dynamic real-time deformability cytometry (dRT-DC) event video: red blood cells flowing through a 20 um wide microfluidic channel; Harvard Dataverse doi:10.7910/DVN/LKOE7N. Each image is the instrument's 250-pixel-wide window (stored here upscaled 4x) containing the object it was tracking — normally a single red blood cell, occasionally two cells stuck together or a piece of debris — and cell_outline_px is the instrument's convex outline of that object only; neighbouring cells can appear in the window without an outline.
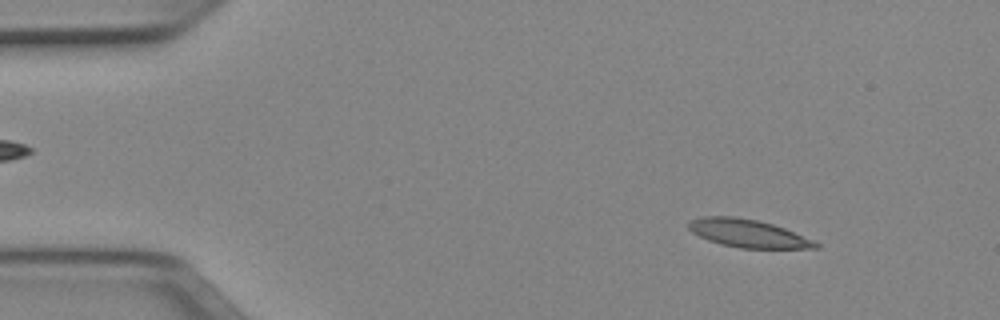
{"species": "Egyptian fruit bat (a non-hibernating species)", "species_latin": "Rousettus aegyptiacus", "temperature_condition": "cold", "stored_images_in_passage": 51, "camera_frame_rate_fps": 3000, "um_per_image_px": 0.085, "animal": {"sex": "female"}, "frame": {"image": 1, "passage_image": 6, "time_ms": 1.667, "image_size_px": [1000, 320], "cell_outline_px": [[820, 248], [740, 248], [720, 244], [708, 240], [692, 232], [688, 228], [688, 224], [692, 220], [704, 216], [732, 216], [756, 220], [772, 224], [784, 228], [812, 240], [820, 244]], "centroid_in_image_um": [63.56, 19.84], "position_along_channel_um": 21.4, "area_um2": 20.4}}
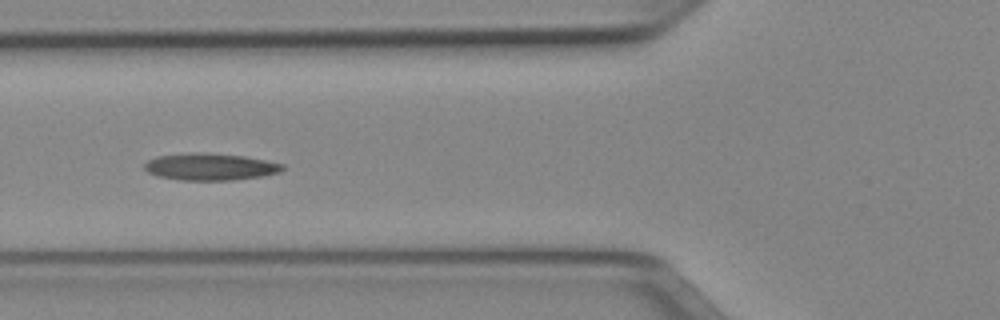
{"frame": {"image": 2, "passage_image": 19, "time_ms": 6.0, "image_size_px": [1000, 320], "cell_outline_px": [[284, 168], [280, 172], [264, 176], [232, 180], [180, 180], [156, 176], [148, 172], [144, 168], [144, 164], [148, 160], [156, 156], [192, 152], [244, 156], [284, 164]], "centroid_in_image_um": [17.85, 14.18], "position_along_channel_um": 108.0, "area_um2": 21.68}}
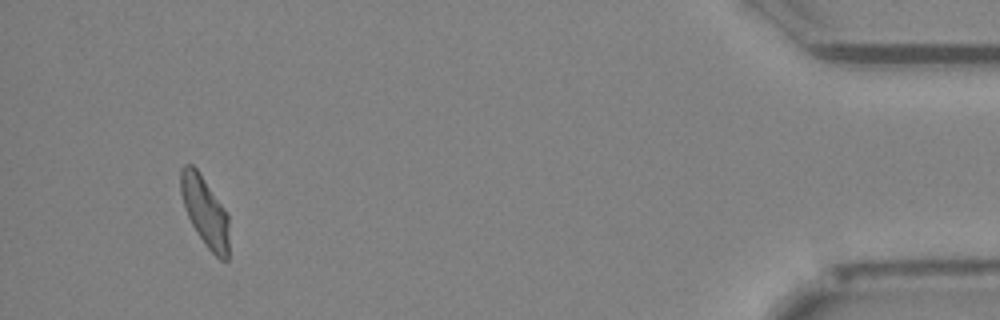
{"frame": {"image": 3, "passage_image": 48, "time_ms": 15.667, "image_size_px": [1000, 320], "cell_outline_px": [[228, 260], [220, 260], [208, 248], [196, 232], [188, 216], [180, 192], [180, 168], [184, 164], [192, 164], [200, 172], [228, 216]], "centroid_in_image_um": [17.4, 17.95], "position_along_channel_um": 417.8, "area_um2": 19.36}, "authors_computed_cell_mechanics": {"area_um2": 20.5768, "velocity_mm_per_s": 3.9434, "shape_relaxation_time_tau1_ms": null, "shape_relaxation_time_tau2_ms": 1.245, "deformation_change_tau1": null, "deformation_change_tau2": 0.0727}}